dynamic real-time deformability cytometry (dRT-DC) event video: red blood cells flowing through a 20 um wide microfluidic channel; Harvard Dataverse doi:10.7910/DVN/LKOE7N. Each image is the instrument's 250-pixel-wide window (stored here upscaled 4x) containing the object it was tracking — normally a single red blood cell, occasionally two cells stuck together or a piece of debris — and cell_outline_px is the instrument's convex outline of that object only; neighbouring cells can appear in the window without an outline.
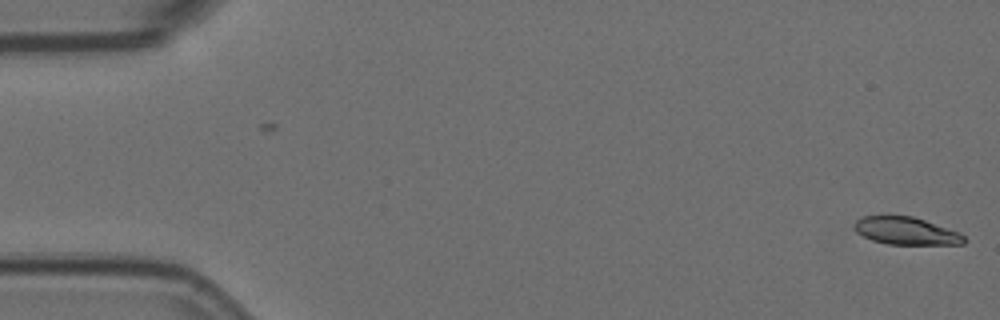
{"species": "Egyptian fruit bat (a non-hibernating species)", "species_latin": "Rousettus aegyptiacus", "temperature_condition": "room temperature", "stored_images_in_passage": 2, "camera_frame_rate_fps": 3000, "um_per_image_px": 0.085, "animal": {"sex": "female"}, "frame": {"image": 1, "passage_image": 2, "time_ms": 0.333, "image_size_px": [1000, 320], "cell_outline_px": [[968, 240], [964, 244], [888, 244], [872, 240], [856, 232], [856, 220], [864, 216], [912, 216], [960, 232]], "centroid_in_image_um": [77.07, 19.63], "position_along_channel_um": 7.9, "area_um2": 17.4}}